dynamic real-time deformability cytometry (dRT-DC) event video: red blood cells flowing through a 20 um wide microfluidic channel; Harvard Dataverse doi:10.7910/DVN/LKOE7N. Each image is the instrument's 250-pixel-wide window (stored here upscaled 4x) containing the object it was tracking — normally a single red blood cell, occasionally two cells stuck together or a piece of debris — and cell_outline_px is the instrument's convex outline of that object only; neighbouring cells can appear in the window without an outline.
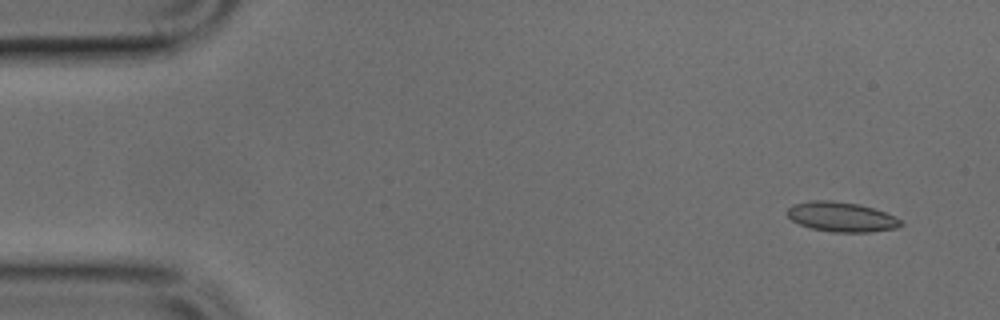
{"species": "common noctule bat (a hibernating species)", "species_latin": "Nyctalus noctula", "temperature_condition": "cold", "stored_images_in_passage": 4, "camera_frame_rate_fps": 3000, "um_per_image_px": 0.085, "animal": {"sex": "male", "body_mass_g": 17.9, "forearm_length_mm": 54.2}, "frame": {"image": 1, "passage_image": 1, "time_ms": 0.0, "image_size_px": [1000, 320], "cell_outline_px": [[904, 224], [896, 228], [868, 232], [832, 232], [812, 228], [800, 224], [792, 220], [788, 216], [788, 208], [792, 204], [812, 200], [832, 200], [860, 204], [884, 212], [900, 220]], "centroid_in_image_um": [71.5, 18.43], "position_along_channel_um": 13.5, "area_um2": 19.54}}
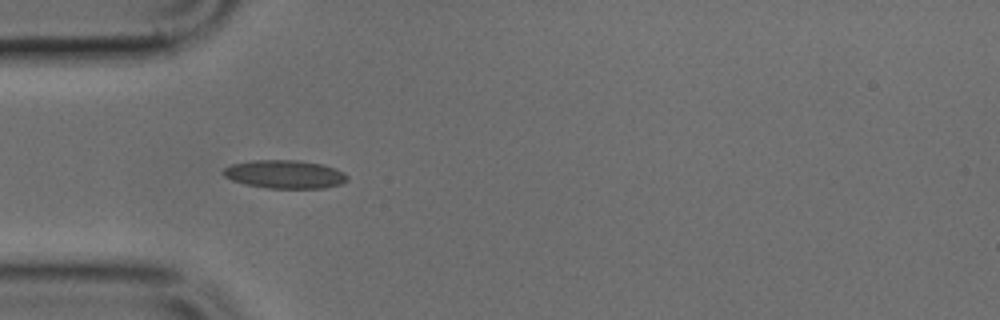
{"frame": {"image": 2, "passage_image": 4, "time_ms": 1.0, "image_size_px": [1000, 320], "cell_outline_px": [[348, 180], [340, 184], [324, 188], [264, 188], [244, 184], [232, 180], [224, 176], [220, 172], [224, 168], [232, 164], [252, 160], [300, 160], [324, 164], [336, 168], [344, 172], [348, 176]], "centroid_in_image_um": [24.21, 14.81], "position_along_channel_um": 60.8, "area_um2": 20.75}}